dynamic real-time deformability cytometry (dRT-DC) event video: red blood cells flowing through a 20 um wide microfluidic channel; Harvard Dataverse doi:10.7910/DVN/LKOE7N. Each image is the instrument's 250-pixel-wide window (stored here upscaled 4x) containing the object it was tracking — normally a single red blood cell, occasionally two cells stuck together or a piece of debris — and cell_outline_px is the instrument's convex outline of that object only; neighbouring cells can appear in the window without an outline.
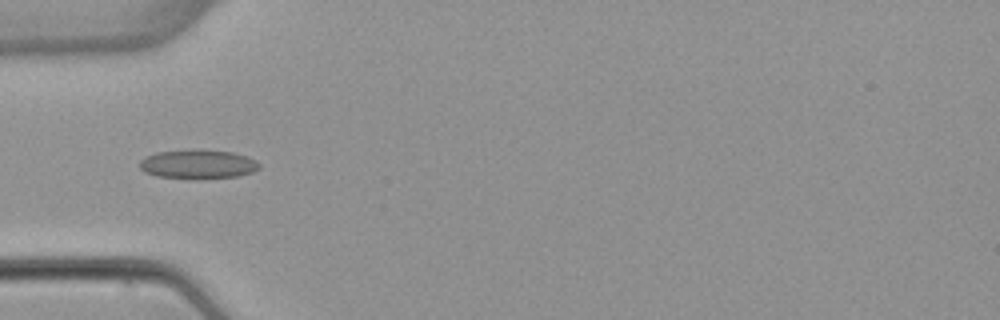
{"species": "common noctule bat (a hibernating species)", "species_latin": "Nyctalus noctula", "temperature_condition": "warm", "stored_images_in_passage": 7, "camera_frame_rate_fps": 3000, "um_per_image_px": 0.085, "animal": {"sex": "female", "body_mass_g": 22.7, "forearm_length_mm": 54.2}, "frame": {"image": 1, "passage_image": 5, "time_ms": 5.0, "image_size_px": [1000, 320], "cell_outline_px": [[260, 168], [252, 172], [236, 176], [196, 180], [156, 176], [144, 172], [140, 168], [140, 160], [144, 156], [156, 152], [192, 148], [200, 148], [232, 152], [248, 156], [256, 160], [260, 164]], "centroid_in_image_um": [16.81, 13.94], "position_along_channel_um": 68.2, "area_um2": 21.04}}
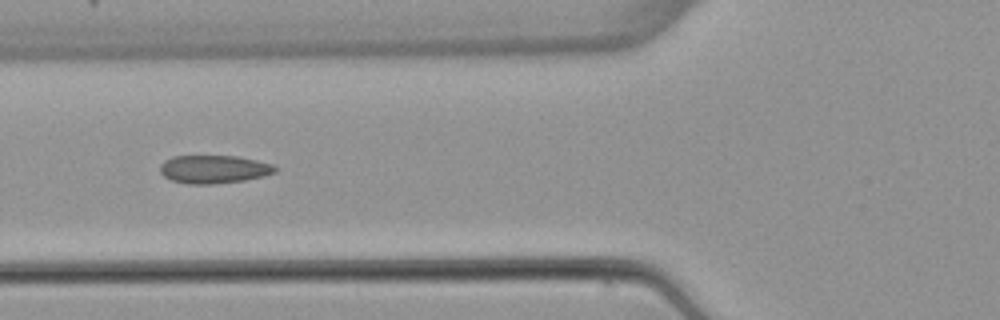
{"frame": {"image": 2, "passage_image": 6, "time_ms": 6.0, "image_size_px": [1000, 320], "cell_outline_px": [[276, 172], [264, 176], [244, 180], [212, 184], [188, 184], [172, 180], [164, 176], [160, 172], [160, 164], [164, 160], [172, 156], [236, 156], [256, 160], [272, 164], [276, 168]], "centroid_in_image_um": [18.15, 14.38], "position_along_channel_um": 107.6, "area_um2": 18.84}}
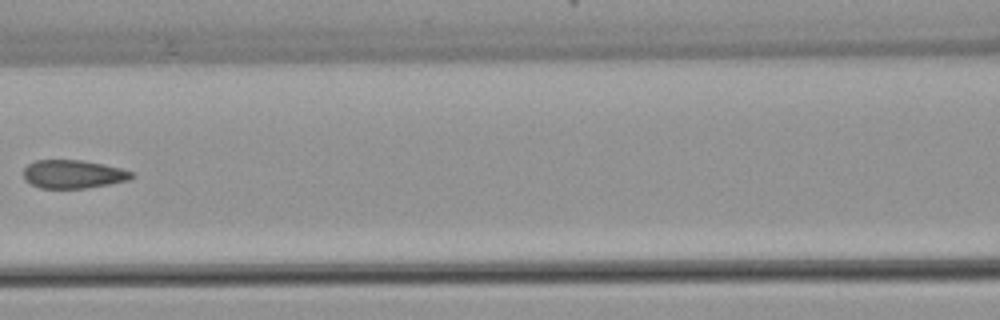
{"frame": {"image": 3, "passage_image": 7, "time_ms": 7.333, "image_size_px": [1000, 320], "cell_outline_px": [[136, 176], [128, 180], [108, 184], [84, 188], [40, 188], [24, 180], [24, 168], [28, 164], [36, 160], [80, 160], [104, 164], [136, 172]], "centroid_in_image_um": [6.25, 14.8], "position_along_channel_um": 160.4, "area_um2": 17.92}}